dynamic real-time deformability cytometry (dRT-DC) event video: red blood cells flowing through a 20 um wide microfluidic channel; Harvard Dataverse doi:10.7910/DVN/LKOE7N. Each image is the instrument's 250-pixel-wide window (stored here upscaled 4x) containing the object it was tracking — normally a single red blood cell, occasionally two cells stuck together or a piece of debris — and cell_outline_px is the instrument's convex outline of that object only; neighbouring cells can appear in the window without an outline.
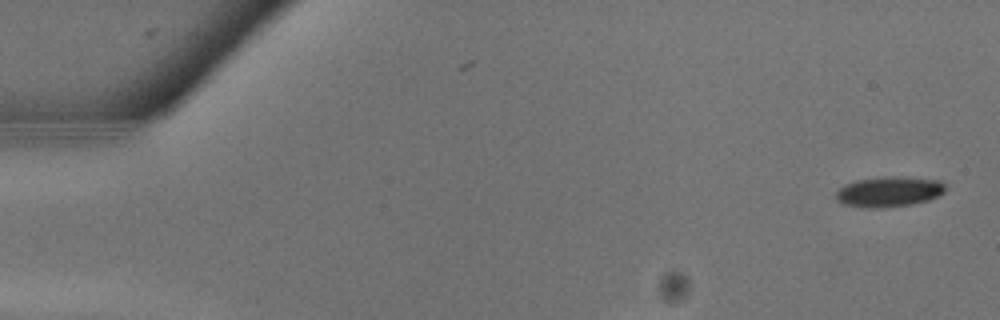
{"species": "common noctule bat (a hibernating species)", "species_latin": "Nyctalus noctula", "temperature_condition": "warm", "stored_images_in_passage": 2, "camera_frame_rate_fps": 3000, "um_per_image_px": 0.085, "animal": {"sex": "male", "body_mass_g": 13.3}, "frame": {"image": 1, "passage_image": 2, "time_ms": 0.333, "image_size_px": [1000, 320], "cell_outline_px": [[944, 192], [928, 200], [912, 204], [884, 208], [868, 208], [840, 204], [836, 200], [836, 192], [844, 184], [856, 180], [888, 176], [900, 176], [940, 180], [944, 184]], "centroid_in_image_um": [75.52, 16.3], "position_along_channel_um": 9.5, "area_um2": 19.48}}